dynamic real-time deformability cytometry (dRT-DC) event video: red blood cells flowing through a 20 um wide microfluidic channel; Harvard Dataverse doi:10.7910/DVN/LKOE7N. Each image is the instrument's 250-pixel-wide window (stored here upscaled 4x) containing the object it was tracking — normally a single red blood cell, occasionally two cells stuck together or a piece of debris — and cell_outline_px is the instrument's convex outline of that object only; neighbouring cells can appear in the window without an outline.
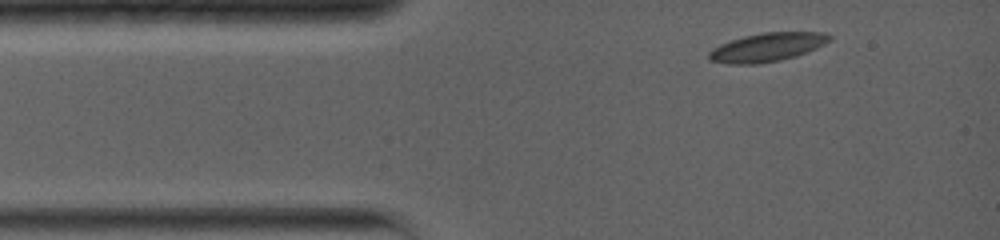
{"species": "common noctule bat (a hibernating species)", "species_latin": "Nyctalus noctula", "temperature_condition": "warm", "stored_images_in_passage": 9, "camera_frame_rate_fps": 5000, "um_per_image_px": 0.085, "animal": {"sex": "female", "body_mass_g": 19.0, "forearm_length_mm": 56.7}, "frame": {"image": 1, "passage_image": 1, "time_ms": 0.0, "image_size_px": [1000, 240], "cell_outline_px": [[832, 40], [816, 48], [796, 56], [780, 60], [760, 64], [728, 64], [708, 60], [708, 52], [712, 48], [720, 44], [744, 36], [760, 32], [824, 32], [832, 36]], "centroid_in_image_um": [65.2, 4.01], "position_along_channel_um": 19.8, "area_um2": 20.29}}
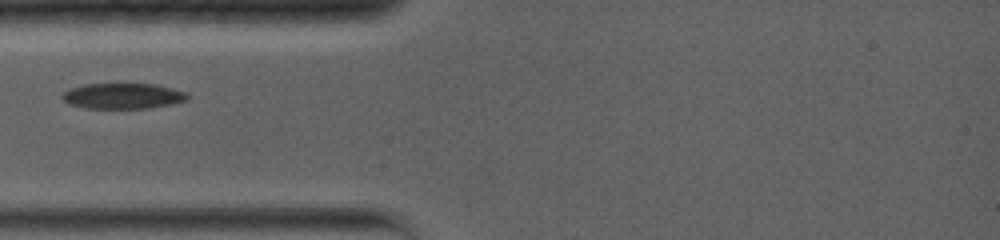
{"frame": {"image": 2, "passage_image": 6, "time_ms": 2.4, "image_size_px": [1000, 240], "cell_outline_px": [[188, 100], [172, 104], [148, 108], [88, 108], [68, 104], [60, 96], [64, 92], [72, 88], [84, 84], [156, 84], [172, 88], [184, 92], [188, 96]], "centroid_in_image_um": [10.44, 8.16], "position_along_channel_um": 74.6, "area_um2": 18.55}}
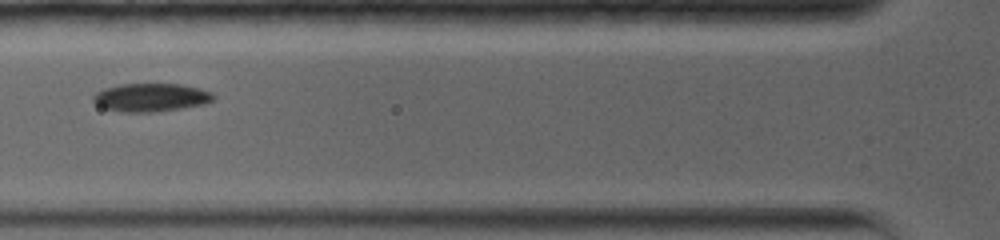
{"frame": {"image": 3, "passage_image": 8, "time_ms": 3.4, "image_size_px": [1000, 240], "cell_outline_px": [[216, 96], [212, 100], [204, 104], [184, 108], [152, 112], [120, 112], [104, 108], [96, 104], [92, 100], [92, 96], [96, 92], [104, 88], [120, 84], [180, 84], [200, 88], [212, 92]], "centroid_in_image_um": [12.82, 8.28], "position_along_channel_um": 113.0, "area_um2": 19.94}}